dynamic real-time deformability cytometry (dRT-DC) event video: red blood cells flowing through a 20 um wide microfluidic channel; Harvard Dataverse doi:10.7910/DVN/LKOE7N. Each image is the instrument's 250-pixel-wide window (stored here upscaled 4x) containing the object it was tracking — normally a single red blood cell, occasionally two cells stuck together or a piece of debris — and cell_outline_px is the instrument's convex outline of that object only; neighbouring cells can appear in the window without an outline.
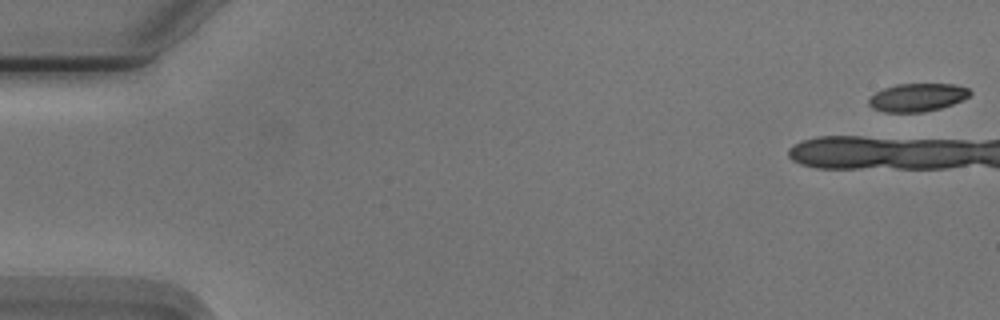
{"species": "Egyptian fruit bat (a non-hibernating species)", "species_latin": "Rousettus aegyptiacus", "temperature_condition": "cold", "stored_images_in_passage": 15, "camera_frame_rate_fps": 3000, "um_per_image_px": 0.085, "animal": {"sex": "male"}, "frame": {"image": 1, "passage_image": 1, "time_ms": 0.0, "image_size_px": [1000, 320], "cell_outline_px": [[972, 92], [968, 96], [952, 104], [940, 108], [920, 112], [884, 112], [872, 108], [868, 104], [868, 100], [876, 92], [884, 88], [896, 84], [952, 84], [968, 88]], "centroid_in_image_um": [77.94, 8.27], "position_along_channel_um": 7.1, "area_um2": 16.36}}